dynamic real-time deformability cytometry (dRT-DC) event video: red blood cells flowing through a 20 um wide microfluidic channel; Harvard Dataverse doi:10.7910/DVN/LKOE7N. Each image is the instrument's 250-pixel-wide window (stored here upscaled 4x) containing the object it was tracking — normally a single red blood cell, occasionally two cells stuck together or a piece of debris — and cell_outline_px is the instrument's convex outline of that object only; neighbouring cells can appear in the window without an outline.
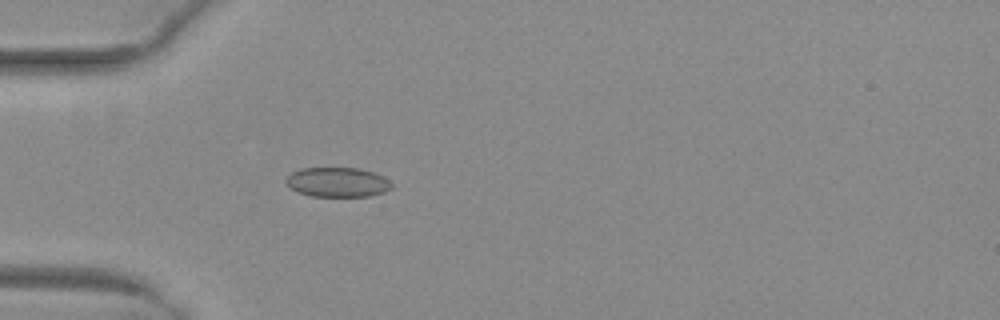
{"species": "common noctule bat (a hibernating species)", "species_latin": "Nyctalus noctula", "temperature_condition": "warm", "stored_images_in_passage": 52, "camera_frame_rate_fps": 3000, "um_per_image_px": 0.085, "animal": {"sex": "female", "body_mass_g": 29.2, "forearm_length_mm": 56.3}, "frame": {"image": 1, "passage_image": 16, "time_ms": 5.0, "image_size_px": [1000, 320], "cell_outline_px": [[392, 188], [384, 192], [368, 196], [312, 196], [300, 192], [292, 188], [284, 180], [292, 172], [300, 168], [360, 168], [384, 176], [392, 184]], "centroid_in_image_um": [28.71, 15.48], "position_along_channel_um": 56.3, "area_um2": 18.09}}
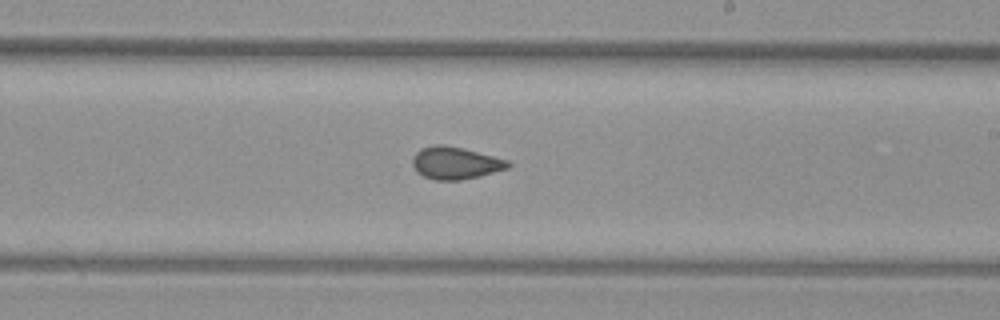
{"frame": {"image": 2, "passage_image": 31, "time_ms": 10.0, "image_size_px": [1000, 320], "cell_outline_px": [[512, 164], [508, 168], [480, 176], [460, 180], [436, 180], [424, 176], [416, 172], [412, 164], [412, 156], [420, 148], [436, 144], [444, 144], [508, 160]], "centroid_in_image_um": [38.67, 13.86], "position_along_channel_um": 250.3, "area_um2": 17.92}}
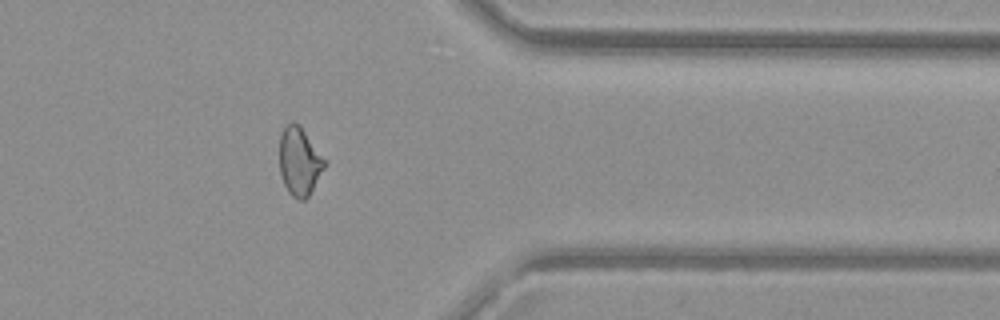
{"frame": {"image": 3, "passage_image": 42, "time_ms": 13.667, "image_size_px": [1000, 320], "cell_outline_px": [[324, 168], [308, 196], [304, 200], [300, 200], [292, 196], [288, 192], [284, 184], [280, 172], [280, 136], [284, 124], [292, 120], [300, 124], [324, 160]], "centroid_in_image_um": [25.41, 13.68], "position_along_channel_um": 386.0, "area_um2": 17.69}, "authors_computed_cell_mechanics": {"area_um2": 18.2359, "velocity_mm_per_s": 4.0298, "shape_relaxation_time_tau1_ms": null, "shape_relaxation_time_tau2_ms": 1.3012, "deformation_change_tau1": null, "deformation_change_tau2": 0.0705}}